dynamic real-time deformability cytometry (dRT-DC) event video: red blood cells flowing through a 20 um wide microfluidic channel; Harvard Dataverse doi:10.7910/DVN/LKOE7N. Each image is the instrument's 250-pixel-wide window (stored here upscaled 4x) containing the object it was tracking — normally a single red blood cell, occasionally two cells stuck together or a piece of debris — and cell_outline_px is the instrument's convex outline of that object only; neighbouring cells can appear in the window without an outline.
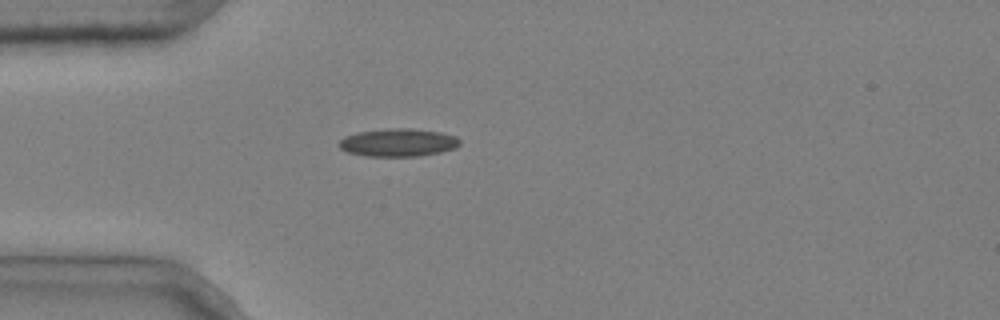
{"species": "common noctule bat (a hibernating species)", "species_latin": "Nyctalus noctula", "temperature_condition": "cold", "stored_images_in_passage": 1, "camera_frame_rate_fps": 3000, "um_per_image_px": 0.085, "animal": {"sex": "male", "body_mass_g": 20.4}, "frame": {"image": 1, "passage_image": 1, "time_ms": 0.0, "image_size_px": [1000, 320], "cell_outline_px": [[460, 144], [456, 148], [440, 152], [416, 156], [368, 156], [348, 152], [340, 148], [336, 144], [344, 136], [360, 132], [388, 128], [412, 128], [440, 132], [456, 136], [460, 140]], "centroid_in_image_um": [33.84, 12.11], "position_along_channel_um": 51.2, "area_um2": 19.65}}